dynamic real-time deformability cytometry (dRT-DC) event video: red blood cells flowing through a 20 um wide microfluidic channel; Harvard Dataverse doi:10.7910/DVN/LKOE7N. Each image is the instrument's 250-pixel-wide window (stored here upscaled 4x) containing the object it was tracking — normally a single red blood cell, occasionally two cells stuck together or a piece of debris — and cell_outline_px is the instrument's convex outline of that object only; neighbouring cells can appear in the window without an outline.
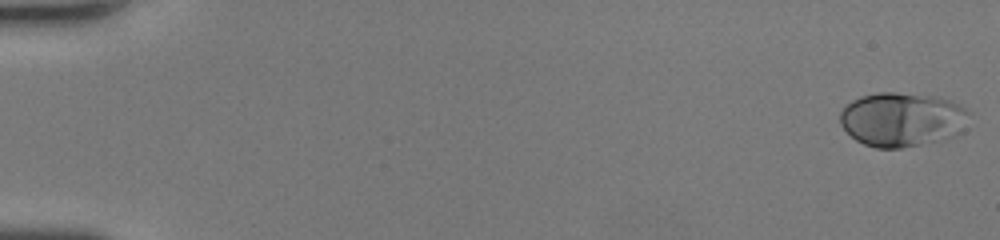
{"species": "human", "species_latin": "Homo sapiens", "temperature_condition": "room temperature", "stored_images_in_passage": 49, "camera_frame_rate_fps": 3000, "um_per_image_px": 0.085, "donor": {"sex": "female"}, "frame": {"image": 1, "passage_image": 1, "time_ms": 0.0, "image_size_px": [1000, 240], "cell_outline_px": [[972, 112], [964, 132], [956, 136], [940, 140], [900, 148], [876, 148], [864, 144], [856, 140], [840, 124], [840, 112], [852, 100], [860, 96], [880, 92], [896, 92], [936, 96], [952, 100]], "centroid_in_image_um": [76.75, 10.14], "position_along_channel_um": 8.3, "area_um2": 41.27}}
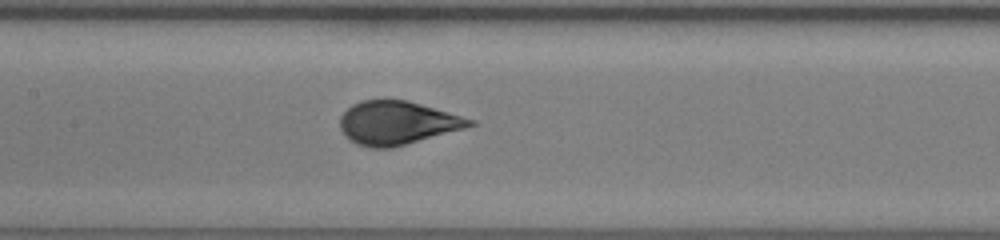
{"frame": {"image": 2, "passage_image": 25, "time_ms": 8.0, "image_size_px": [1000, 240], "cell_outline_px": [[476, 124], [464, 128], [392, 148], [372, 148], [356, 144], [348, 140], [340, 128], [340, 116], [352, 104], [360, 100], [408, 100], [476, 120]], "centroid_in_image_um": [33.74, 10.44], "position_along_channel_um": 173.7, "area_um2": 32.77}}
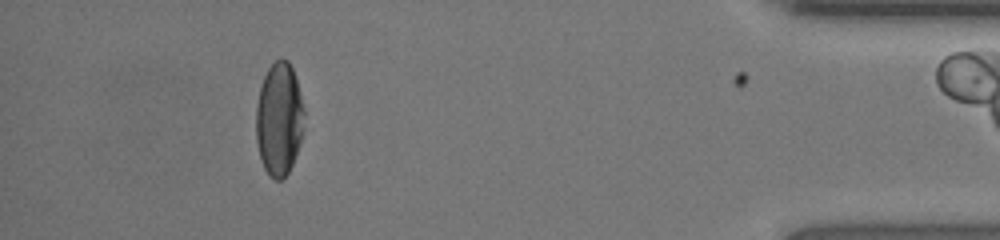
{"frame": {"image": 3, "passage_image": 45, "time_ms": 14.667, "image_size_px": [1000, 240], "cell_outline_px": [[304, 128], [300, 144], [292, 164], [288, 172], [280, 180], [276, 180], [268, 176], [260, 160], [256, 140], [256, 104], [260, 88], [264, 76], [268, 68], [276, 60], [288, 60], [292, 68], [300, 92], [304, 108]], "centroid_in_image_um": [23.72, 10.16], "position_along_channel_um": 411.5, "area_um2": 31.91}, "authors_computed_cell_mechanics": {"area_um2": 33.5818, "velocity_mm_per_s": 4.3352, "shape_relaxation_time_tau1_ms": 4.0026, "shape_relaxation_time_tau2_ms": null, "deformation_change_tau1": 0.1973, "deformation_change_tau2": null}}